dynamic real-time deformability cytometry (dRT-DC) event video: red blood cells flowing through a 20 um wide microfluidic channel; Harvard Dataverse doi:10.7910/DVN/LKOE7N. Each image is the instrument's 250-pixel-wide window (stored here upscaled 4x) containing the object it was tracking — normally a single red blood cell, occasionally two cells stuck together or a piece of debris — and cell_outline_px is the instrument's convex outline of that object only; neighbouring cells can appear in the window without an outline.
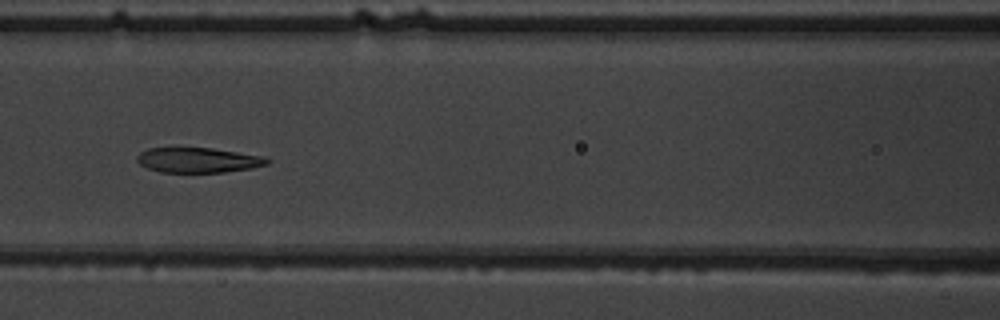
{"species": "common noctule bat (a hibernating species)", "species_latin": "Nyctalus noctula", "temperature_condition": "warm", "stored_images_in_passage": 7, "camera_frame_rate_fps": 3000, "um_per_image_px": 0.085, "animal": {"sex": "male", "body_mass_g": 19.5, "forearm_length_mm": 54.6}, "frame": {"image": 1, "passage_image": 7, "time_ms": 7.667, "image_size_px": [1000, 320], "cell_outline_px": [[272, 160], [268, 164], [252, 168], [224, 172], [160, 172], [148, 168], [140, 164], [136, 160], [136, 156], [140, 152], [148, 148], [212, 148], [264, 156]], "centroid_in_image_um": [16.86, 13.61], "position_along_channel_um": 149.7, "area_um2": 19.02}}